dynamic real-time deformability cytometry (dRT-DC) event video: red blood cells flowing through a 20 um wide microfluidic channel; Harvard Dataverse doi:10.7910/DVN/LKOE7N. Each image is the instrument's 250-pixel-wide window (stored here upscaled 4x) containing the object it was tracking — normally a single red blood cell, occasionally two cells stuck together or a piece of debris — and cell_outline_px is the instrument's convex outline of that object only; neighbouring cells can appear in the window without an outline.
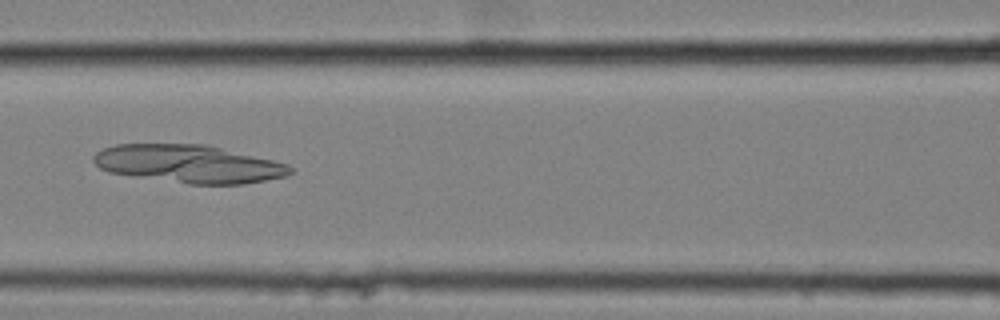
{"species": "common noctule bat (a hibernating species)", "species_latin": "Nyctalus noctula", "temperature_condition": "cold", "stored_images_in_passage": 58, "camera_frame_rate_fps": 3000, "um_per_image_px": 0.085, "animal": {"sex": "female", "body_mass_g": 25.1}, "frame": {"image": 1, "passage_image": 27, "time_ms": 8.667, "image_size_px": [1000, 320], "cell_outline_px": [[292, 172], [284, 176], [244, 184], [188, 184], [108, 172], [100, 168], [92, 160], [92, 156], [96, 152], [104, 148], [116, 144], [208, 144], [288, 164], [292, 168]], "centroid_in_image_um": [16.02, 13.92], "position_along_channel_um": 150.6, "area_um2": 43.41}}
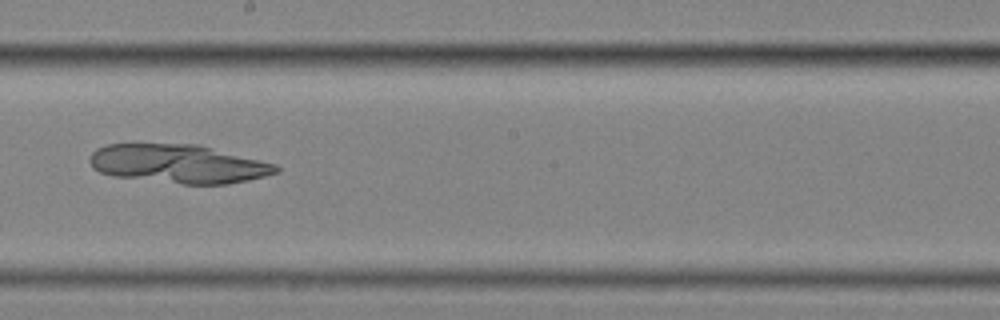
{"frame": {"image": 2, "passage_image": 34, "time_ms": 11.0, "image_size_px": [1000, 320], "cell_outline_px": [[280, 172], [248, 180], [228, 184], [184, 184], [112, 176], [100, 172], [92, 168], [88, 160], [92, 152], [96, 148], [108, 144], [200, 144], [276, 164], [280, 168]], "centroid_in_image_um": [15.16, 13.92], "position_along_channel_um": 233.0, "area_um2": 42.19}}
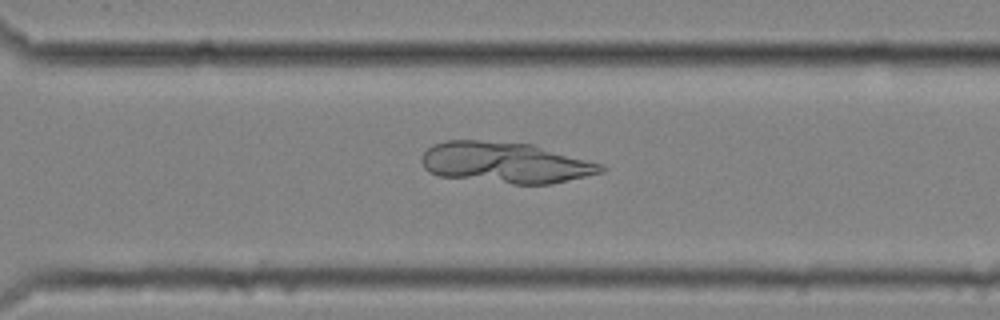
{"frame": {"image": 3, "passage_image": 42, "time_ms": 13.667, "image_size_px": [1000, 320], "cell_outline_px": [[608, 168], [604, 172], [552, 184], [512, 184], [440, 176], [428, 172], [424, 168], [420, 160], [424, 152], [432, 144], [444, 140], [480, 140], [532, 144], [604, 164]], "centroid_in_image_um": [42.97, 13.82], "position_along_channel_um": 327.6, "area_um2": 43.29}}